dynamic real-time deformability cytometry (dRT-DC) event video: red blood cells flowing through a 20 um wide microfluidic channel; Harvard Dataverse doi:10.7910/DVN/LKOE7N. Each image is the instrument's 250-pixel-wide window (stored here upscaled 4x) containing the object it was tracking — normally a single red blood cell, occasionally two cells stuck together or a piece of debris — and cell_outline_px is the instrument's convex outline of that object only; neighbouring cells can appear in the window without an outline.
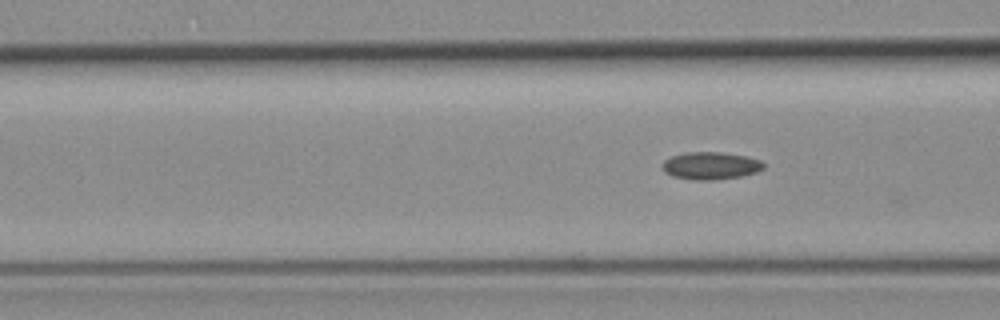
{"species": "common noctule bat (a hibernating species)", "species_latin": "Nyctalus noctula", "temperature_condition": "room temperature", "stored_images_in_passage": 4, "segment_of_instrument_passage": [2, 2], "camera_frame_rate_fps": 3000, "um_per_image_px": 0.085, "animal": {"sex": "female", "body_mass_g": 19.3, "forearm_length_mm": 54.1}, "frame": {"image": 1, "passage_image": 4, "time_ms": 6.667, "image_size_px": [1000, 320], "cell_outline_px": [[764, 168], [756, 172], [740, 176], [712, 180], [696, 180], [672, 176], [664, 172], [660, 164], [664, 160], [672, 156], [688, 152], [720, 152], [744, 156], [760, 160], [764, 164]], "centroid_in_image_um": [60.36, 14.08], "position_along_channel_um": 106.2, "area_um2": 16.13}}